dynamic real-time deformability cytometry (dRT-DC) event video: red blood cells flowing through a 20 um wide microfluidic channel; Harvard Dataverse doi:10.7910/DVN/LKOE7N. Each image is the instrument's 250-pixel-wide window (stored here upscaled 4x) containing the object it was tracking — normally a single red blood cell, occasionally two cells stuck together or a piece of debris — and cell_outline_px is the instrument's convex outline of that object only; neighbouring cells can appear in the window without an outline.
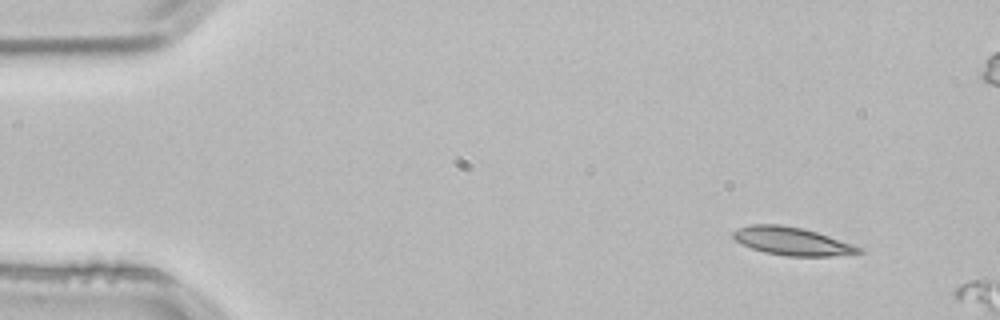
{"species": "common noctule bat (a hibernating species)", "species_latin": "Nyctalus noctula", "temperature_condition": "room temperature", "stored_images_in_passage": 4, "segment_of_instrument_passage": [2, 2], "camera_frame_rate_fps": 3000, "um_per_image_px": 0.085, "animal": {"sex": "male", "body_mass_g": 21.5, "forearm_length_mm": 52.0}, "frame": {"image": 1, "passage_image": 4, "time_ms": 1.0, "image_size_px": [1000, 320], "cell_outline_px": [[864, 252], [832, 256], [788, 256], [764, 252], [752, 248], [736, 240], [732, 236], [732, 232], [748, 224], [780, 224], [804, 228], [864, 248]], "centroid_in_image_um": [67.33, 20.5], "position_along_channel_um": 17.7, "area_um2": 20.4}}